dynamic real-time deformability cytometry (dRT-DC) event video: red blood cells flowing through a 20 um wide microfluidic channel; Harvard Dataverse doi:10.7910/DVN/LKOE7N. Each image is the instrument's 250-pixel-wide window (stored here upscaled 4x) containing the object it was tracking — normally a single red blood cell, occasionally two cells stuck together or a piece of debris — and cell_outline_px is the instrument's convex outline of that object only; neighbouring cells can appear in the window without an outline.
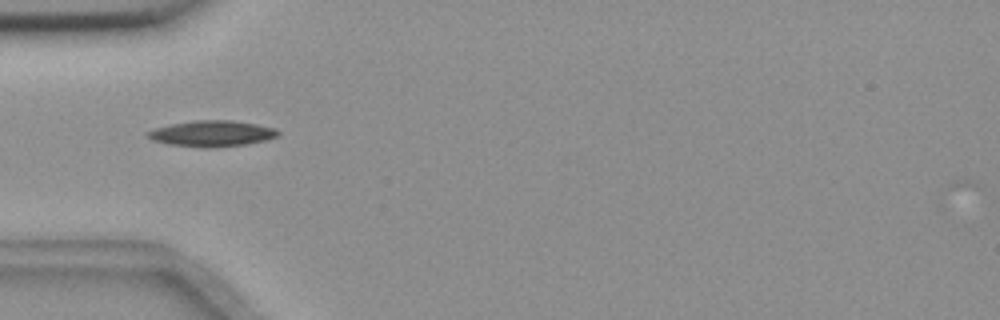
{"species": "common noctule bat (a hibernating species)", "species_latin": "Nyctalus noctula", "temperature_condition": "room temperature", "stored_images_in_passage": 6, "camera_frame_rate_fps": 3000, "um_per_image_px": 0.085, "animal": {"sex": "female", "body_mass_g": 18.4}, "frame": {"image": 1, "passage_image": 2, "time_ms": 0.333, "image_size_px": [1000, 320], "cell_outline_px": [[280, 132], [276, 136], [264, 140], [244, 144], [204, 148], [168, 144], [152, 140], [148, 136], [148, 132], [156, 128], [172, 124], [196, 120], [232, 120], [256, 124], [276, 128]], "centroid_in_image_um": [18.02, 11.34], "position_along_channel_um": 67.0, "area_um2": 19.36}}
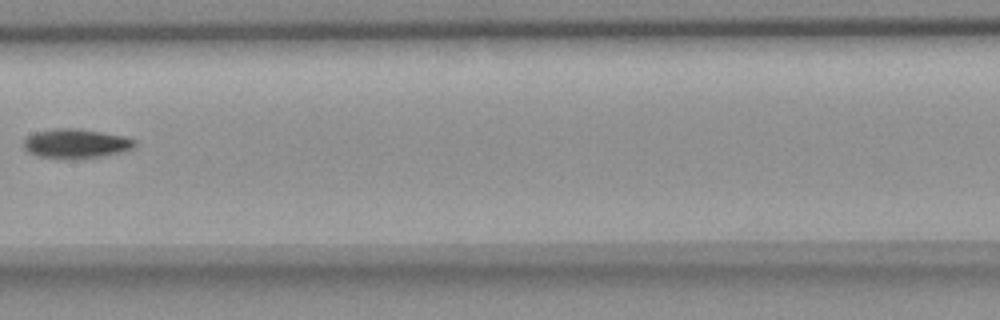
{"frame": {"image": 2, "passage_image": 5, "time_ms": 1.333, "image_size_px": [1000, 320], "cell_outline_px": [[136, 148], [124, 152], [104, 156], [76, 160], [64, 160], [36, 156], [28, 152], [24, 148], [24, 140], [28, 136], [36, 132], [56, 128], [80, 128], [128, 136], [136, 140]], "centroid_in_image_um": [6.52, 12.23], "position_along_channel_um": 200.9, "area_um2": 19.83}}
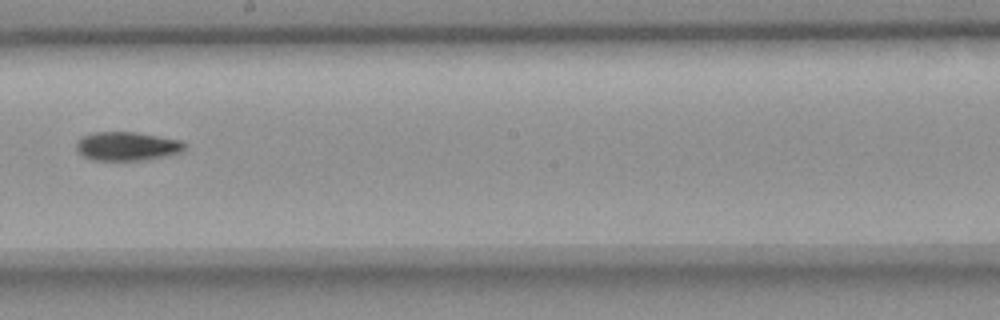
{"frame": {"image": 3, "passage_image": 6, "time_ms": 1.667, "image_size_px": [1000, 320], "cell_outline_px": [[184, 148], [180, 152], [148, 160], [92, 160], [84, 156], [76, 148], [76, 144], [84, 136], [92, 132], [136, 132], [180, 140], [184, 144]], "centroid_in_image_um": [10.79, 12.43], "position_along_channel_um": 237.4, "area_um2": 17.92}}